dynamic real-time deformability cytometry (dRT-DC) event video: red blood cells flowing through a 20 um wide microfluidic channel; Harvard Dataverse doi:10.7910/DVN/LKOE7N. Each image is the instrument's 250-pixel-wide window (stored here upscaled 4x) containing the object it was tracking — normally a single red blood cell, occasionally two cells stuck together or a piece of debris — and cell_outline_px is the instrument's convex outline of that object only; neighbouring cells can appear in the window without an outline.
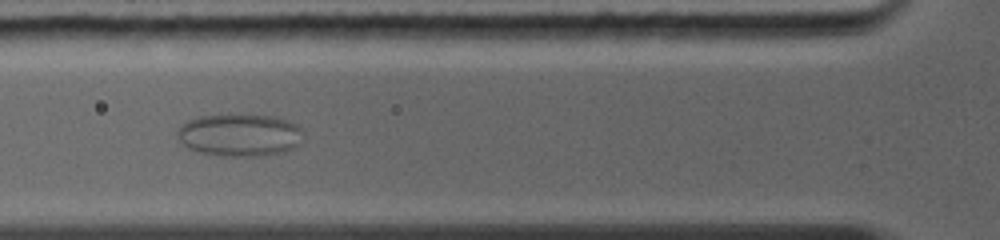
{"species": "common noctule bat (a hibernating species)", "species_latin": "Nyctalus noctula", "temperature_condition": "warm", "stored_images_in_passage": 14, "camera_frame_rate_fps": 5000, "um_per_image_px": 0.085, "animal": {"sex": "female", "body_mass_g": 19.0, "forearm_length_mm": 56.7}, "frame": {"image": 1, "passage_image": 5, "time_ms": 4.0, "image_size_px": [1000, 240], "cell_outline_px": [[304, 132], [300, 144], [296, 148], [284, 152], [260, 156], [224, 156], [200, 152], [188, 148], [176, 136], [176, 132], [180, 124], [196, 116], [272, 116], [288, 120], [296, 124]], "centroid_in_image_um": [20.39, 11.5], "position_along_channel_um": 105.4, "area_um2": 31.15}}
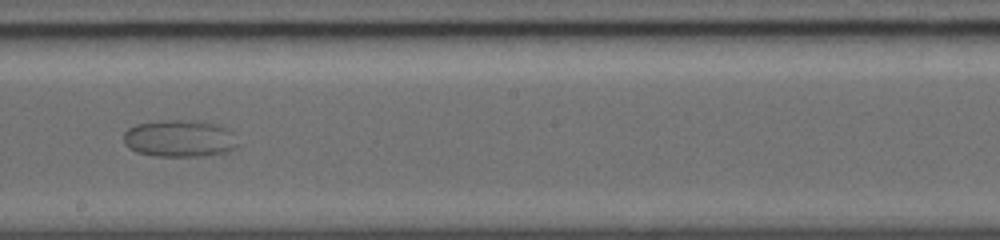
{"frame": {"image": 2, "passage_image": 8, "time_ms": 7.2, "image_size_px": [1000, 240], "cell_outline_px": [[236, 144], [228, 152], [196, 156], [156, 156], [136, 152], [128, 148], [124, 144], [124, 132], [128, 128], [136, 124], [160, 120], [196, 120], [220, 124], [228, 128], [232, 132]], "centroid_in_image_um": [15.22, 11.75], "position_along_channel_um": 233.0, "area_um2": 24.8}}
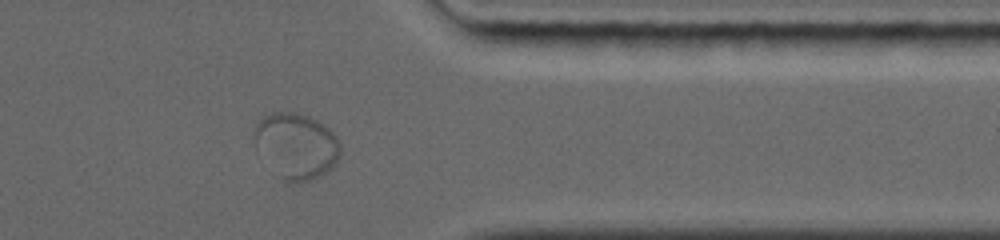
{"frame": {"image": 3, "passage_image": 12, "time_ms": 11.2, "image_size_px": [1000, 240], "cell_outline_px": [[340, 156], [336, 164], [320, 176], [300, 184], [288, 184], [276, 176], [256, 144], [256, 124], [264, 116], [272, 112], [296, 112], [308, 116], [324, 124], [340, 140]], "centroid_in_image_um": [25.23, 12.43], "position_along_channel_um": 386.2, "area_um2": 33.0}}